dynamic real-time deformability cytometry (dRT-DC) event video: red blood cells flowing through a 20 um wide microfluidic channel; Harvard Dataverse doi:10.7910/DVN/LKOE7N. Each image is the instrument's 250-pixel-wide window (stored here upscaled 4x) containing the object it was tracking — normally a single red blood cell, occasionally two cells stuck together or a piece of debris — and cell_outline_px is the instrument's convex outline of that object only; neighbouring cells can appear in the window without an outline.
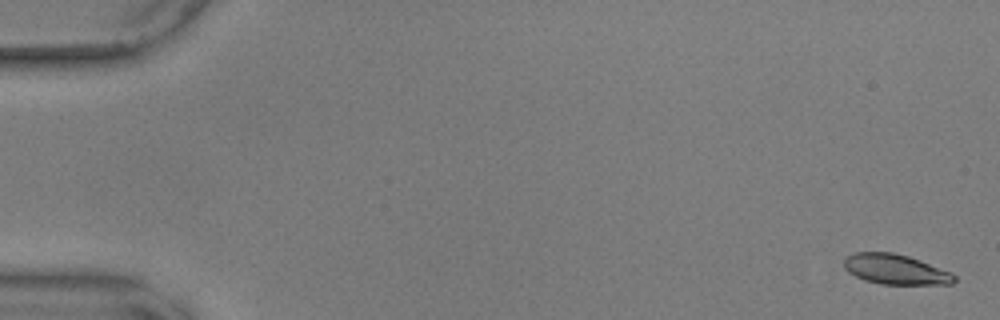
{"species": "common noctule bat (a hibernating species)", "species_latin": "Nyctalus noctula", "temperature_condition": "warm", "stored_images_in_passage": 18, "camera_frame_rate_fps": 3000, "um_per_image_px": 0.085, "animal": {"sex": "male", "body_mass_g": 17.9, "forearm_length_mm": 54.2}, "frame": {"image": 1, "passage_image": 2, "time_ms": 0.333, "image_size_px": [1000, 320], "cell_outline_px": [[956, 280], [952, 284], [880, 284], [864, 280], [848, 272], [844, 268], [844, 260], [848, 256], [856, 252], [892, 252], [908, 256], [920, 260], [952, 272], [956, 276]], "centroid_in_image_um": [76.13, 22.9], "position_along_channel_um": 8.9, "area_um2": 19.36}}
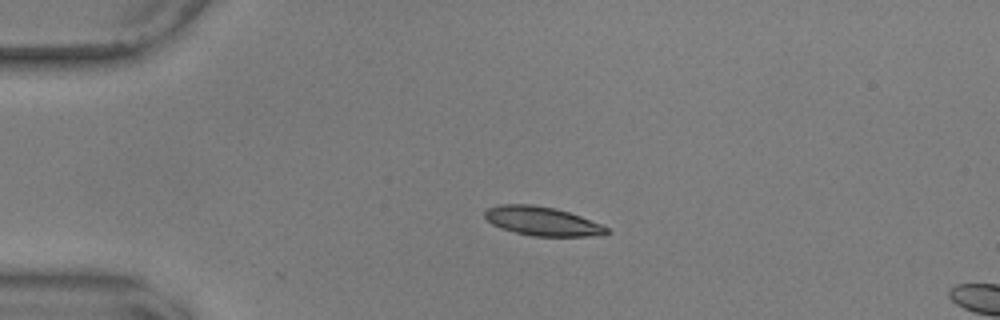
{"frame": {"image": 2, "passage_image": 14, "time_ms": 4.333, "image_size_px": [1000, 320], "cell_outline_px": [[612, 232], [604, 236], [532, 236], [500, 228], [492, 224], [484, 216], [484, 212], [488, 208], [500, 204], [532, 204], [556, 208], [580, 216], [600, 224], [608, 228]], "centroid_in_image_um": [46.11, 18.8], "position_along_channel_um": 38.9, "area_um2": 20.63}}